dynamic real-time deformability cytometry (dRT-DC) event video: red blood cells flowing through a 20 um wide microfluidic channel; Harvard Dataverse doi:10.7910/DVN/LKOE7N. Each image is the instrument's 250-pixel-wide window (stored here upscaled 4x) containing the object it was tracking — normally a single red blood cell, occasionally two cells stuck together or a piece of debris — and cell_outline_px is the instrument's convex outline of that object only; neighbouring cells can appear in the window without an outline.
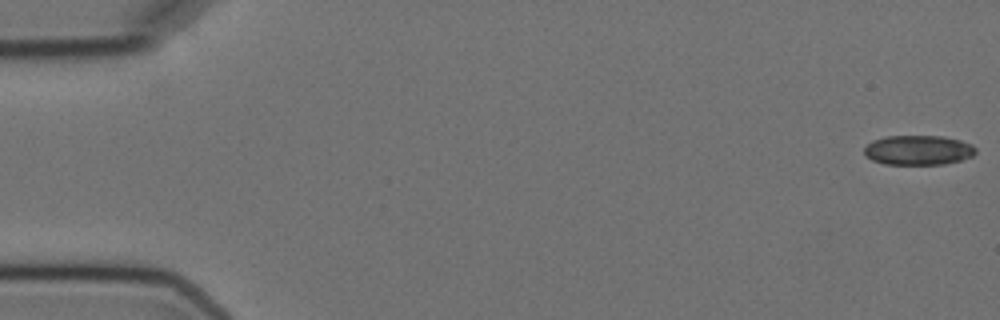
{"species": "Egyptian fruit bat (a non-hibernating species)", "species_latin": "Rousettus aegyptiacus", "temperature_condition": "cold", "stored_images_in_passage": 11, "camera_frame_rate_fps": 3000, "um_per_image_px": 0.085, "animal": {"sex": "female"}, "frame": {"image": 1, "passage_image": 1, "time_ms": 0.0, "image_size_px": [1000, 320], "cell_outline_px": [[976, 152], [972, 156], [960, 160], [944, 164], [884, 164], [872, 160], [864, 156], [864, 148], [872, 140], [888, 136], [944, 136], [960, 140], [972, 144], [976, 148]], "centroid_in_image_um": [78.04, 12.76], "position_along_channel_um": 7.0, "area_um2": 19.36}}
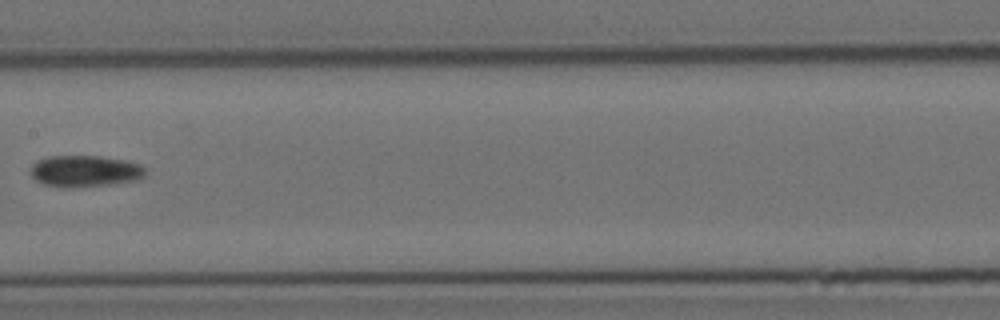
{"frame": {"image": 2, "passage_image": 8, "time_ms": 9.333, "image_size_px": [1000, 320], "cell_outline_px": [[144, 176], [140, 180], [108, 184], [72, 188], [64, 188], [44, 184], [36, 180], [32, 176], [32, 164], [36, 160], [48, 156], [100, 156], [124, 160], [140, 164], [144, 168]], "centroid_in_image_um": [7.21, 14.55], "position_along_channel_um": 200.2, "area_um2": 21.1}}
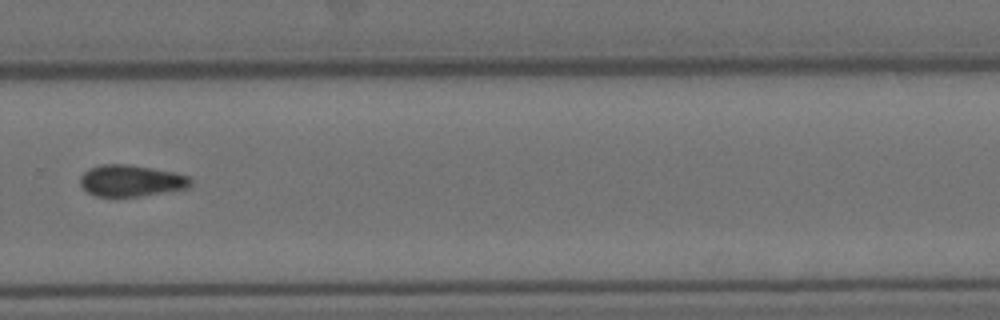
{"frame": {"image": 3, "passage_image": 11, "time_ms": 12.667, "image_size_px": [1000, 320], "cell_outline_px": [[192, 184], [188, 188], [140, 196], [96, 196], [88, 192], [80, 184], [80, 176], [88, 168], [100, 164], [128, 164], [172, 172], [188, 176], [192, 180]], "centroid_in_image_um": [11.12, 15.35], "position_along_channel_um": 318.7, "area_um2": 20.17}}